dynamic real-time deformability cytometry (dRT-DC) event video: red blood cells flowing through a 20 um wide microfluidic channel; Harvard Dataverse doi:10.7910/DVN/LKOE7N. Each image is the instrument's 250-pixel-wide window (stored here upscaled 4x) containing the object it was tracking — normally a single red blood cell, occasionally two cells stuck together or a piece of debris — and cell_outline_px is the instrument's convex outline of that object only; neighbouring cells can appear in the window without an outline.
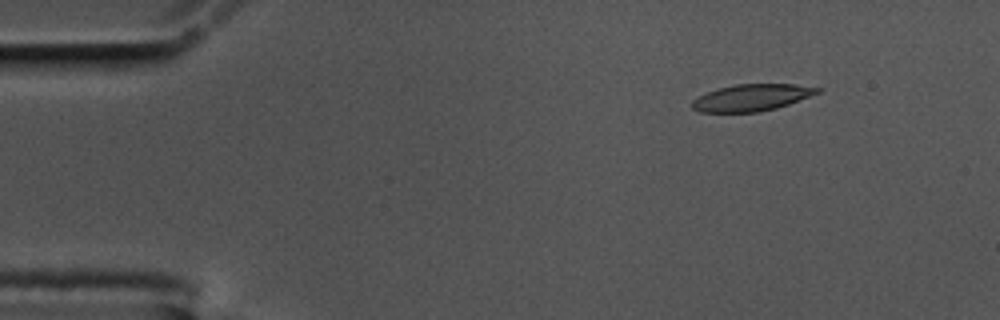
{"species": "common noctule bat (a hibernating species)", "species_latin": "Nyctalus noctula", "temperature_condition": "cold", "stored_images_in_passage": 57, "camera_frame_rate_fps": 3000, "um_per_image_px": 0.085, "animal": {"sex": "male", "body_mass_g": 17.5, "forearm_length_mm": 52.3}, "frame": {"image": 1, "passage_image": 7, "time_ms": 2.0, "image_size_px": [1000, 320], "cell_outline_px": [[824, 88], [820, 92], [788, 104], [776, 108], [760, 112], [700, 112], [692, 108], [692, 100], [704, 92], [716, 88], [736, 84], [792, 84]], "centroid_in_image_um": [63.86, 8.29], "position_along_channel_um": 21.1, "area_um2": 19.65}}
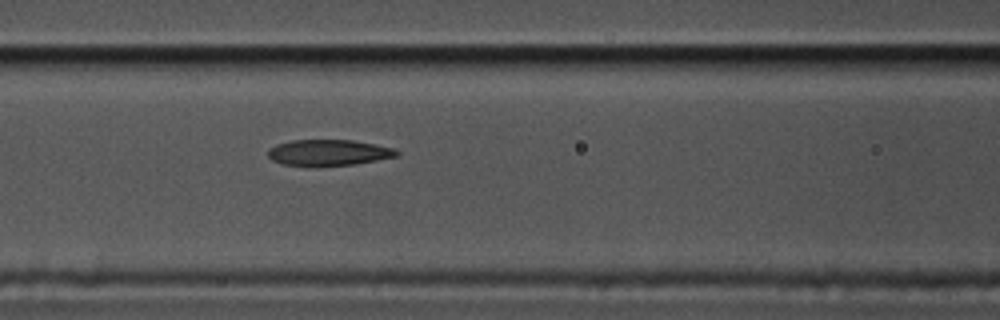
{"frame": {"image": 2, "passage_image": 24, "time_ms": 7.667, "image_size_px": [1000, 320], "cell_outline_px": [[400, 156], [356, 164], [312, 168], [284, 164], [272, 160], [268, 156], [268, 148], [276, 144], [292, 140], [352, 140], [376, 144], [392, 148], [400, 152]], "centroid_in_image_um": [27.92, 13.0], "position_along_channel_um": 138.7, "area_um2": 20.11}}
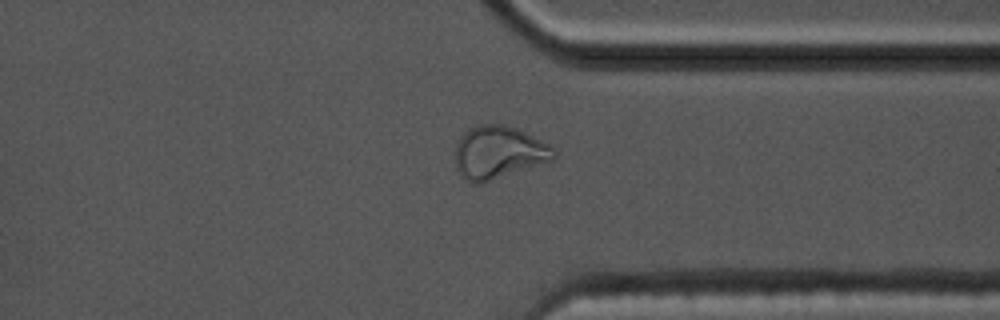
{"frame": {"image": 3, "passage_image": 44, "time_ms": 14.333, "image_size_px": [1000, 320], "cell_outline_px": [[556, 156], [552, 160], [480, 184], [476, 184], [460, 176], [456, 168], [456, 144], [460, 136], [468, 128], [480, 124], [504, 124], [516, 128], [552, 144], [556, 152]], "centroid_in_image_um": [42.38, 12.94], "position_along_channel_um": 369.0, "area_um2": 30.46}, "authors_computed_cell_mechanics": {"area_um2": 20.5768, "velocity_mm_per_s": 3.4712, "shape_relaxation_time_tau1_ms": null, "shape_relaxation_time_tau2_ms": 0.9916, "deformation_change_tau1": null, "deformation_change_tau2": 0.07}}